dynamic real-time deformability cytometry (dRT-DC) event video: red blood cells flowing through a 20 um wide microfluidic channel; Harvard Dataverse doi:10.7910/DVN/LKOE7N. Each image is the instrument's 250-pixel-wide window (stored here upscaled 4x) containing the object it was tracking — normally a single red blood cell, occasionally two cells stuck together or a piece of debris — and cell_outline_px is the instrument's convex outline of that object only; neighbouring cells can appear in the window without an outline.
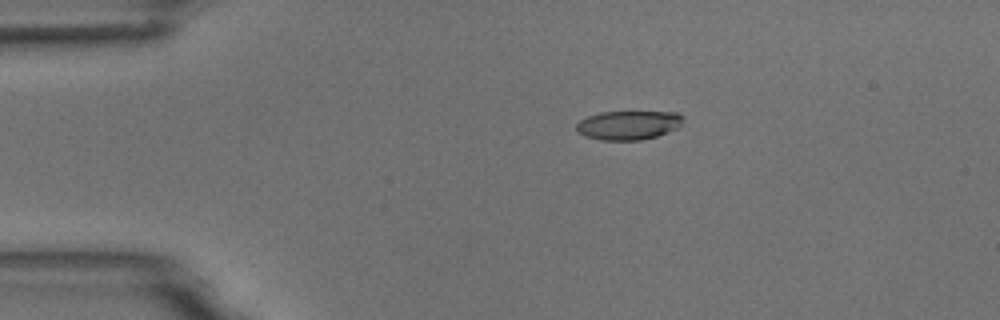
{"species": "common noctule bat (a hibernating species)", "species_latin": "Nyctalus noctula", "temperature_condition": "room temperature", "stored_images_in_passage": 8, "camera_frame_rate_fps": 3000, "um_per_image_px": 0.085, "animal": {"sex": "male", "body_mass_g": 18.8}, "frame": {"image": 1, "passage_image": 4, "time_ms": 3.333, "image_size_px": [1000, 320], "cell_outline_px": [[684, 116], [680, 124], [676, 128], [656, 136], [640, 140], [600, 140], [584, 136], [576, 132], [576, 124], [580, 120], [588, 116], [600, 112], [676, 112]], "centroid_in_image_um": [53.36, 10.64], "position_along_channel_um": 31.6, "area_um2": 17.98}}
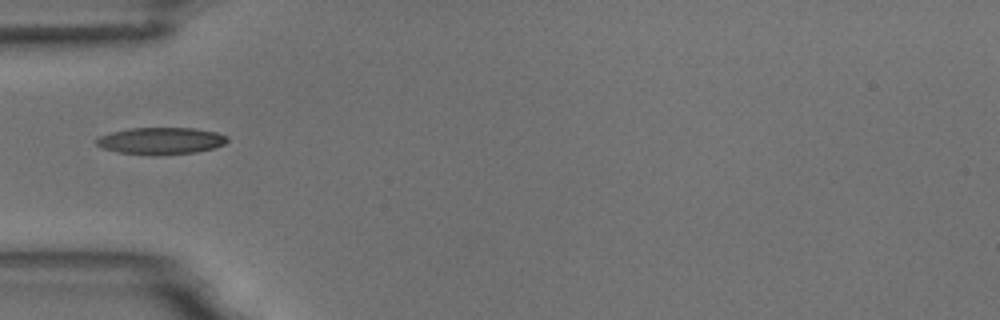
{"frame": {"image": 2, "passage_image": 6, "time_ms": 5.667, "image_size_px": [1000, 320], "cell_outline_px": [[228, 140], [224, 144], [212, 148], [196, 152], [156, 156], [116, 152], [100, 148], [96, 144], [96, 140], [100, 136], [112, 132], [128, 128], [196, 128], [216, 132], [228, 136]], "centroid_in_image_um": [13.66, 11.98], "position_along_channel_um": 71.3, "area_um2": 20.75}}